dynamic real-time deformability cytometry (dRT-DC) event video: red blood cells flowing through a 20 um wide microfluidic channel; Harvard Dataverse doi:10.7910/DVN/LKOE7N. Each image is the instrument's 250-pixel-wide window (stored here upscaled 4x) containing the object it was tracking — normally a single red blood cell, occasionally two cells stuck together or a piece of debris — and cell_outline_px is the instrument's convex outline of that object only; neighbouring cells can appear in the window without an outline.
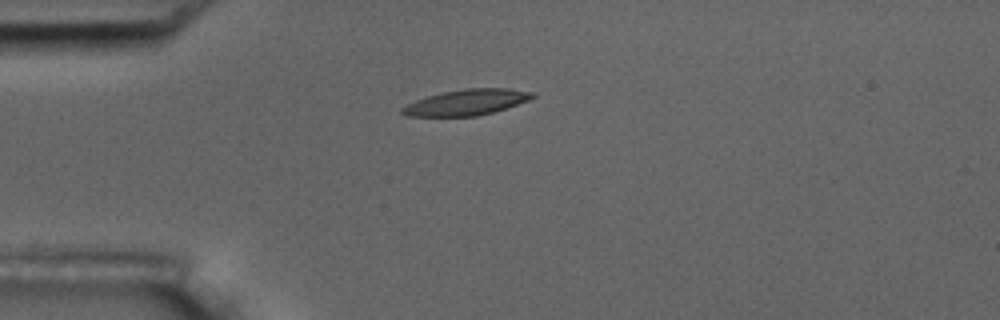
{"species": "common noctule bat (a hibernating species)", "species_latin": "Nyctalus noctula", "temperature_condition": "room temperature", "stored_images_in_passage": 15, "camera_frame_rate_fps": 3000, "um_per_image_px": 0.085, "animal": {"sex": "male", "body_mass_g": 17.5, "forearm_length_mm": 52.3}, "frame": {"image": 1, "passage_image": 3, "time_ms": 3.0, "image_size_px": [1000, 320], "cell_outline_px": [[536, 96], [528, 100], [492, 112], [476, 116], [408, 116], [400, 112], [400, 108], [416, 100], [428, 96], [444, 92], [464, 88], [508, 88], [536, 92]], "centroid_in_image_um": [39.67, 8.69], "position_along_channel_um": 45.3, "area_um2": 19.42}}
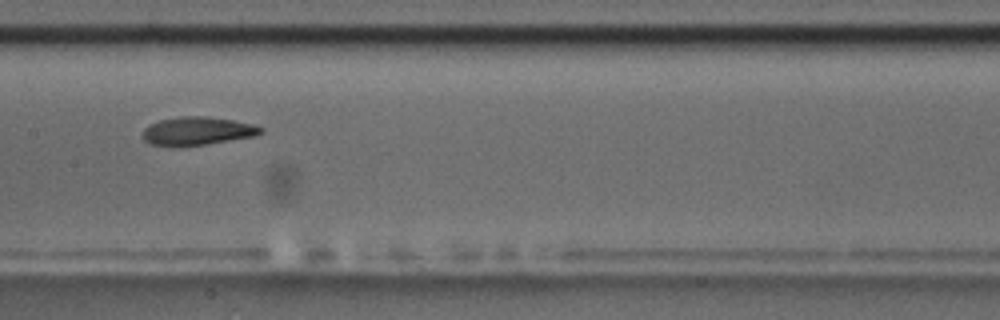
{"frame": {"image": 2, "passage_image": 7, "time_ms": 7.667, "image_size_px": [1000, 320], "cell_outline_px": [[264, 132], [256, 136], [208, 144], [148, 144], [140, 136], [144, 128], [148, 124], [160, 120], [180, 116], [204, 116], [232, 120], [252, 124], [264, 128]], "centroid_in_image_um": [16.79, 11.11], "position_along_channel_um": 190.6, "area_um2": 19.19}}
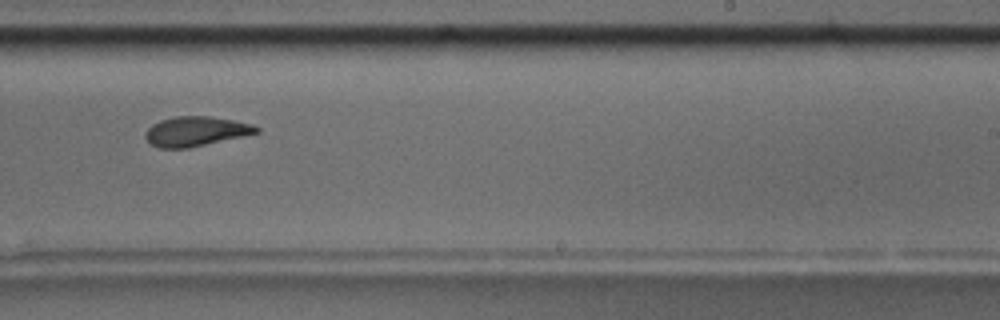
{"frame": {"image": 3, "passage_image": 9, "time_ms": 10.0, "image_size_px": [1000, 320], "cell_outline_px": [[260, 132], [244, 136], [188, 148], [160, 148], [148, 144], [144, 136], [148, 128], [152, 124], [160, 120], [172, 116], [212, 116], [252, 124], [260, 128]], "centroid_in_image_um": [16.61, 11.16], "position_along_channel_um": 272.4, "area_um2": 19.36}, "authors_computed_cell_mechanics": {"area_um2": 19.5942, "velocity_mm_per_s": 3.5146, "shape_relaxation_time_tau1_ms": null, "shape_relaxation_time_tau2_ms": 5.1566, "deformation_change_tau1": null, "deformation_change_tau2": 0.1274}}